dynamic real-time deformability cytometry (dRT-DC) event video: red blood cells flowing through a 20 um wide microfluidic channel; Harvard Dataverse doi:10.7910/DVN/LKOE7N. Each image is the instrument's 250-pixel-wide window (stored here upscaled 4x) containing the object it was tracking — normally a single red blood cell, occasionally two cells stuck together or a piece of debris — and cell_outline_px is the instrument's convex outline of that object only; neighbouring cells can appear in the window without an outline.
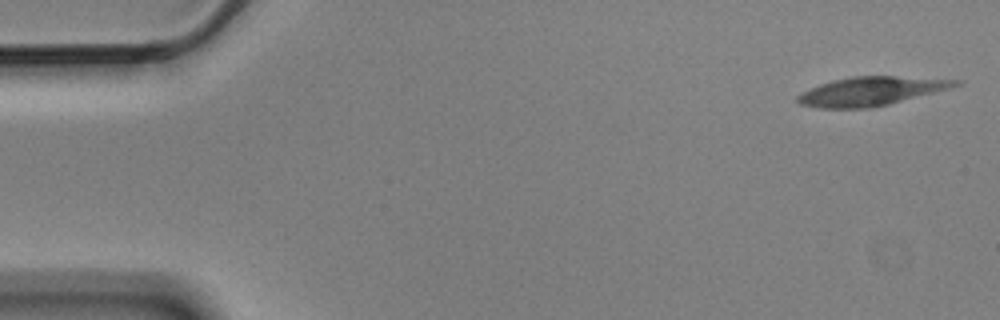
{"species": "Egyptian fruit bat (a non-hibernating species)", "species_latin": "Rousettus aegyptiacus", "temperature_condition": "cold", "stored_images_in_passage": 6, "camera_frame_rate_fps": 3000, "um_per_image_px": 0.085, "animal": {"sex": "male"}, "frame": {"image": 1, "passage_image": 1, "time_ms": 0.0, "image_size_px": [1000, 320], "cell_outline_px": [[964, 80], [960, 84], [948, 88], [888, 104], [872, 108], [820, 108], [800, 104], [796, 100], [796, 96], [820, 84], [832, 80], [852, 76], [896, 76]], "centroid_in_image_um": [74.01, 7.75], "position_along_channel_um": 11.0, "area_um2": 26.07}}
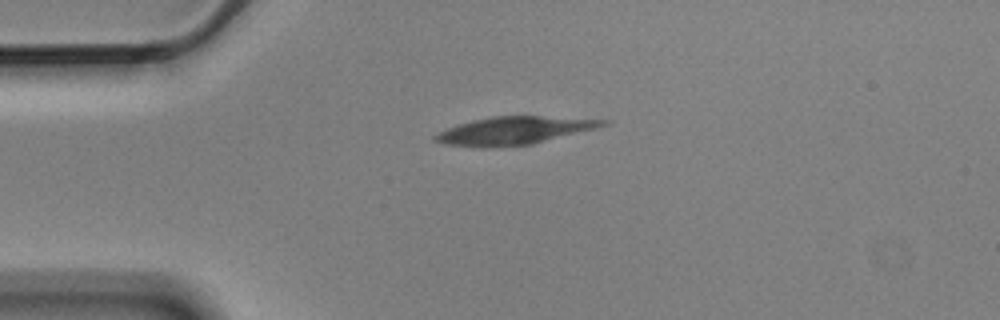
{"frame": {"image": 2, "passage_image": 4, "time_ms": 1.0, "image_size_px": [1000, 320], "cell_outline_px": [[612, 120], [608, 124], [596, 128], [532, 144], [488, 148], [480, 148], [444, 144], [432, 140], [432, 136], [448, 128], [472, 120], [492, 116], [540, 116]], "centroid_in_image_um": [43.67, 11.11], "position_along_channel_um": 41.3, "area_um2": 27.17}}
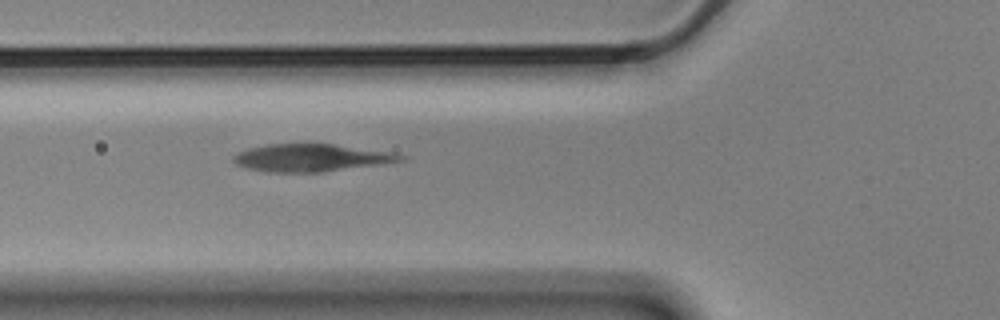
{"frame": {"image": 3, "passage_image": 6, "time_ms": 1.667, "image_size_px": [1000, 320], "cell_outline_px": [[408, 160], [384, 164], [320, 172], [268, 172], [248, 168], [236, 164], [232, 160], [232, 156], [248, 148], [268, 144], [332, 144], [388, 152], [408, 156]], "centroid_in_image_um": [26.48, 13.42], "position_along_channel_um": 99.3, "area_um2": 26.65}}